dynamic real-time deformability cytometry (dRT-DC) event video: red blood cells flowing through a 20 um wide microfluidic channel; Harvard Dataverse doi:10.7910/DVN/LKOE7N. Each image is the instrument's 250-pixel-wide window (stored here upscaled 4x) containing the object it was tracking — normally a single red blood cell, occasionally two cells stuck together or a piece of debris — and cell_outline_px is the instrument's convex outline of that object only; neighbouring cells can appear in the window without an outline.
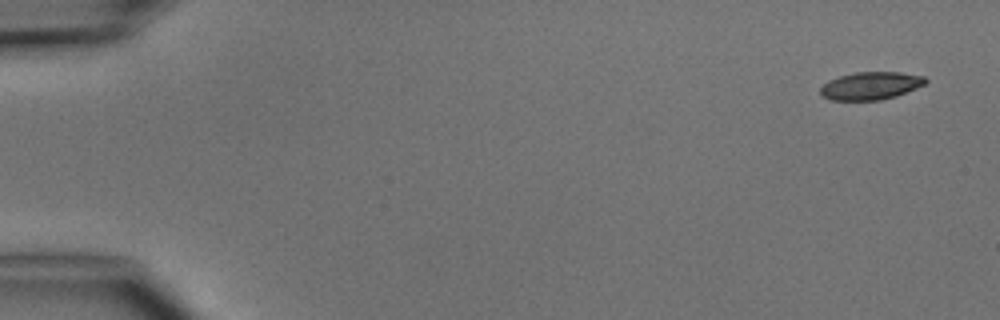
{"species": "common noctule bat (a hibernating species)", "species_latin": "Nyctalus noctula", "temperature_condition": "cold", "stored_images_in_passage": 6, "camera_frame_rate_fps": 3000, "um_per_image_px": 0.085, "animal": {"sex": "male", "body_mass_g": 15.6}, "frame": {"image": 1, "passage_image": 1, "time_ms": 0.0, "image_size_px": [1000, 320], "cell_outline_px": [[928, 80], [924, 84], [916, 88], [896, 96], [880, 100], [832, 100], [820, 96], [820, 88], [828, 80], [840, 76], [856, 72], [900, 72], [924, 76]], "centroid_in_image_um": [73.99, 7.29], "position_along_channel_um": 11.0, "area_um2": 16.99}}
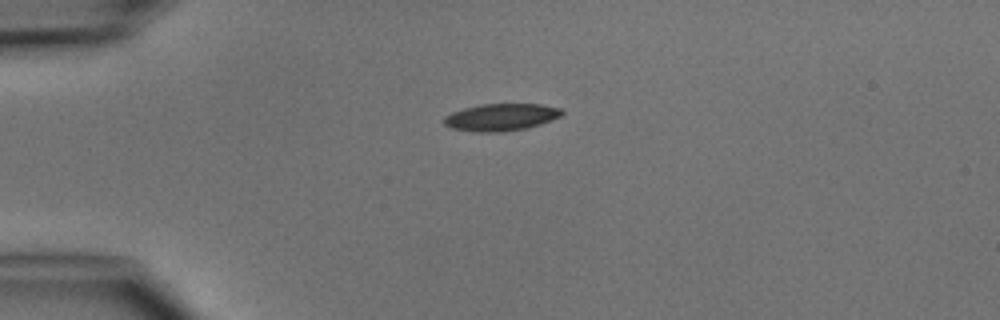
{"frame": {"image": 2, "passage_image": 4, "time_ms": 3.333, "image_size_px": [1000, 320], "cell_outline_px": [[564, 112], [560, 116], [540, 124], [524, 128], [504, 132], [476, 132], [452, 128], [444, 124], [444, 116], [452, 112], [464, 108], [480, 104], [540, 104], [560, 108]], "centroid_in_image_um": [42.56, 9.96], "position_along_channel_um": 42.4, "area_um2": 18.55}}